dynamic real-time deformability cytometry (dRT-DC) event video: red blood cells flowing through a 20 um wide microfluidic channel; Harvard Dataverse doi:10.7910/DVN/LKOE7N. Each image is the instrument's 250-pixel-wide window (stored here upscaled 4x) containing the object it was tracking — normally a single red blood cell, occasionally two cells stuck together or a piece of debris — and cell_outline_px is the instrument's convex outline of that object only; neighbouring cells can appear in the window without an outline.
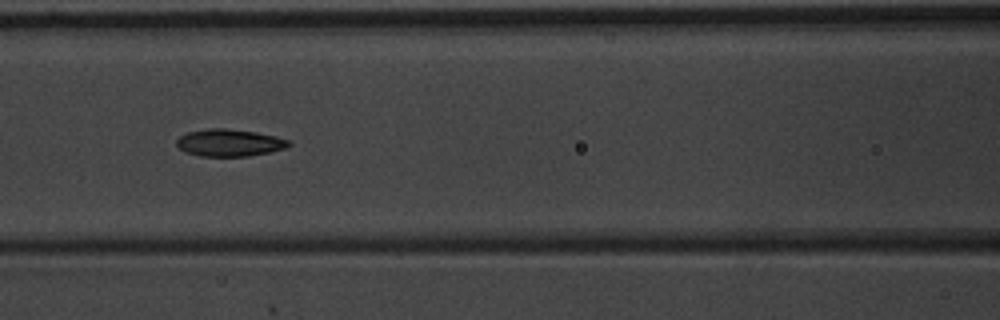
{"species": "common noctule bat (a hibernating species)", "species_latin": "Nyctalus noctula", "temperature_condition": "warm", "stored_images_in_passage": 8, "camera_frame_rate_fps": 3000, "um_per_image_px": 0.085, "animal": {"sex": "male", "body_mass_g": 20.1, "forearm_length_mm": 53.5}, "frame": {"image": 1, "passage_image": 7, "time_ms": 2.0, "image_size_px": [1000, 320], "cell_outline_px": [[292, 144], [284, 148], [268, 152], [248, 156], [200, 156], [184, 152], [176, 144], [176, 140], [180, 136], [188, 132], [208, 128], [224, 128], [256, 132], [276, 136], [288, 140]], "centroid_in_image_um": [19.47, 12.13], "position_along_channel_um": 147.1, "area_um2": 17.69}}
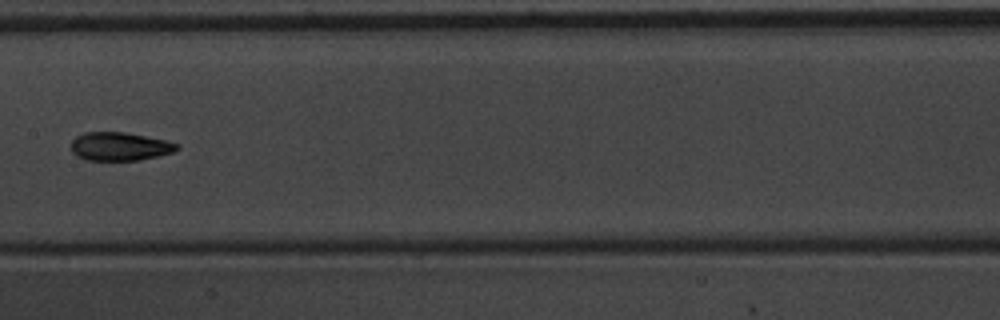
{"frame": {"image": 2, "passage_image": 8, "time_ms": 2.333, "image_size_px": [1000, 320], "cell_outline_px": [[180, 148], [172, 152], [140, 160], [88, 160], [76, 156], [72, 152], [72, 140], [76, 136], [84, 132], [124, 132], [164, 140], [180, 144]], "centroid_in_image_um": [10.16, 12.44], "position_along_channel_um": 197.2, "area_um2": 17.4}}